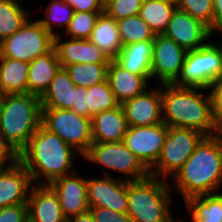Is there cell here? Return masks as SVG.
Wrapping results in <instances>:
<instances>
[{
	"label": "cell",
	"mask_w": 222,
	"mask_h": 222,
	"mask_svg": "<svg viewBox=\"0 0 222 222\" xmlns=\"http://www.w3.org/2000/svg\"><path fill=\"white\" fill-rule=\"evenodd\" d=\"M169 185L184 202L191 197L222 192V136H206Z\"/></svg>",
	"instance_id": "obj_1"
},
{
	"label": "cell",
	"mask_w": 222,
	"mask_h": 222,
	"mask_svg": "<svg viewBox=\"0 0 222 222\" xmlns=\"http://www.w3.org/2000/svg\"><path fill=\"white\" fill-rule=\"evenodd\" d=\"M79 153L42 124L16 159L27 169L33 184H49L77 171ZM76 157V158H75Z\"/></svg>",
	"instance_id": "obj_2"
},
{
	"label": "cell",
	"mask_w": 222,
	"mask_h": 222,
	"mask_svg": "<svg viewBox=\"0 0 222 222\" xmlns=\"http://www.w3.org/2000/svg\"><path fill=\"white\" fill-rule=\"evenodd\" d=\"M161 98L162 119L167 126L193 129L206 136L218 134L209 90L161 84Z\"/></svg>",
	"instance_id": "obj_3"
},
{
	"label": "cell",
	"mask_w": 222,
	"mask_h": 222,
	"mask_svg": "<svg viewBox=\"0 0 222 222\" xmlns=\"http://www.w3.org/2000/svg\"><path fill=\"white\" fill-rule=\"evenodd\" d=\"M42 120L40 97L30 93L0 98V138L15 157L26 147Z\"/></svg>",
	"instance_id": "obj_4"
},
{
	"label": "cell",
	"mask_w": 222,
	"mask_h": 222,
	"mask_svg": "<svg viewBox=\"0 0 222 222\" xmlns=\"http://www.w3.org/2000/svg\"><path fill=\"white\" fill-rule=\"evenodd\" d=\"M171 193L169 181L155 176L127 181V215L132 222H179L181 217L170 210L175 203Z\"/></svg>",
	"instance_id": "obj_5"
},
{
	"label": "cell",
	"mask_w": 222,
	"mask_h": 222,
	"mask_svg": "<svg viewBox=\"0 0 222 222\" xmlns=\"http://www.w3.org/2000/svg\"><path fill=\"white\" fill-rule=\"evenodd\" d=\"M83 158L87 160L88 163L101 166L103 168L102 176L112 177L111 172H115V174L118 175H115V177L118 179L137 181L145 179L150 175L149 170L123 142H93L88 151L82 156V159ZM121 175L123 176L121 177Z\"/></svg>",
	"instance_id": "obj_6"
},
{
	"label": "cell",
	"mask_w": 222,
	"mask_h": 222,
	"mask_svg": "<svg viewBox=\"0 0 222 222\" xmlns=\"http://www.w3.org/2000/svg\"><path fill=\"white\" fill-rule=\"evenodd\" d=\"M206 137L193 129L168 126L161 154L149 170L151 176L170 180Z\"/></svg>",
	"instance_id": "obj_7"
},
{
	"label": "cell",
	"mask_w": 222,
	"mask_h": 222,
	"mask_svg": "<svg viewBox=\"0 0 222 222\" xmlns=\"http://www.w3.org/2000/svg\"><path fill=\"white\" fill-rule=\"evenodd\" d=\"M222 76V63L216 47L208 41L204 46L187 51L177 87L204 88L209 90Z\"/></svg>",
	"instance_id": "obj_8"
},
{
	"label": "cell",
	"mask_w": 222,
	"mask_h": 222,
	"mask_svg": "<svg viewBox=\"0 0 222 222\" xmlns=\"http://www.w3.org/2000/svg\"><path fill=\"white\" fill-rule=\"evenodd\" d=\"M31 16L15 33L0 42V56L30 63L54 47V37Z\"/></svg>",
	"instance_id": "obj_9"
},
{
	"label": "cell",
	"mask_w": 222,
	"mask_h": 222,
	"mask_svg": "<svg viewBox=\"0 0 222 222\" xmlns=\"http://www.w3.org/2000/svg\"><path fill=\"white\" fill-rule=\"evenodd\" d=\"M41 124L82 156L93 143L91 119L70 109L42 108Z\"/></svg>",
	"instance_id": "obj_10"
},
{
	"label": "cell",
	"mask_w": 222,
	"mask_h": 222,
	"mask_svg": "<svg viewBox=\"0 0 222 222\" xmlns=\"http://www.w3.org/2000/svg\"><path fill=\"white\" fill-rule=\"evenodd\" d=\"M187 50L164 35H155L151 75L154 85L173 84L179 77ZM156 78V79H155Z\"/></svg>",
	"instance_id": "obj_11"
},
{
	"label": "cell",
	"mask_w": 222,
	"mask_h": 222,
	"mask_svg": "<svg viewBox=\"0 0 222 222\" xmlns=\"http://www.w3.org/2000/svg\"><path fill=\"white\" fill-rule=\"evenodd\" d=\"M167 132L164 122L153 126H128L122 142L150 170L161 154Z\"/></svg>",
	"instance_id": "obj_12"
},
{
	"label": "cell",
	"mask_w": 222,
	"mask_h": 222,
	"mask_svg": "<svg viewBox=\"0 0 222 222\" xmlns=\"http://www.w3.org/2000/svg\"><path fill=\"white\" fill-rule=\"evenodd\" d=\"M87 177L89 207L108 208L127 213V181L113 176Z\"/></svg>",
	"instance_id": "obj_13"
},
{
	"label": "cell",
	"mask_w": 222,
	"mask_h": 222,
	"mask_svg": "<svg viewBox=\"0 0 222 222\" xmlns=\"http://www.w3.org/2000/svg\"><path fill=\"white\" fill-rule=\"evenodd\" d=\"M210 33L201 21L176 8L163 35L189 51L204 46L209 41Z\"/></svg>",
	"instance_id": "obj_14"
},
{
	"label": "cell",
	"mask_w": 222,
	"mask_h": 222,
	"mask_svg": "<svg viewBox=\"0 0 222 222\" xmlns=\"http://www.w3.org/2000/svg\"><path fill=\"white\" fill-rule=\"evenodd\" d=\"M121 106L130 127L163 123L161 85L150 87L144 93L123 102Z\"/></svg>",
	"instance_id": "obj_15"
},
{
	"label": "cell",
	"mask_w": 222,
	"mask_h": 222,
	"mask_svg": "<svg viewBox=\"0 0 222 222\" xmlns=\"http://www.w3.org/2000/svg\"><path fill=\"white\" fill-rule=\"evenodd\" d=\"M79 174L77 170L72 174L58 177L48 184L57 194L62 212L67 219L89 210L87 177Z\"/></svg>",
	"instance_id": "obj_16"
},
{
	"label": "cell",
	"mask_w": 222,
	"mask_h": 222,
	"mask_svg": "<svg viewBox=\"0 0 222 222\" xmlns=\"http://www.w3.org/2000/svg\"><path fill=\"white\" fill-rule=\"evenodd\" d=\"M32 185L27 169L15 158L0 169V208L27 204Z\"/></svg>",
	"instance_id": "obj_17"
},
{
	"label": "cell",
	"mask_w": 222,
	"mask_h": 222,
	"mask_svg": "<svg viewBox=\"0 0 222 222\" xmlns=\"http://www.w3.org/2000/svg\"><path fill=\"white\" fill-rule=\"evenodd\" d=\"M54 48L61 67L78 63H109L110 60L101 49L89 39H72L54 36Z\"/></svg>",
	"instance_id": "obj_18"
},
{
	"label": "cell",
	"mask_w": 222,
	"mask_h": 222,
	"mask_svg": "<svg viewBox=\"0 0 222 222\" xmlns=\"http://www.w3.org/2000/svg\"><path fill=\"white\" fill-rule=\"evenodd\" d=\"M31 222H67L57 194L48 184H33L27 200Z\"/></svg>",
	"instance_id": "obj_19"
},
{
	"label": "cell",
	"mask_w": 222,
	"mask_h": 222,
	"mask_svg": "<svg viewBox=\"0 0 222 222\" xmlns=\"http://www.w3.org/2000/svg\"><path fill=\"white\" fill-rule=\"evenodd\" d=\"M107 79L119 104L144 93L152 87V76L131 73L110 60Z\"/></svg>",
	"instance_id": "obj_20"
},
{
	"label": "cell",
	"mask_w": 222,
	"mask_h": 222,
	"mask_svg": "<svg viewBox=\"0 0 222 222\" xmlns=\"http://www.w3.org/2000/svg\"><path fill=\"white\" fill-rule=\"evenodd\" d=\"M127 129V119L121 104L97 114L91 120L92 140L96 143L122 142Z\"/></svg>",
	"instance_id": "obj_21"
},
{
	"label": "cell",
	"mask_w": 222,
	"mask_h": 222,
	"mask_svg": "<svg viewBox=\"0 0 222 222\" xmlns=\"http://www.w3.org/2000/svg\"><path fill=\"white\" fill-rule=\"evenodd\" d=\"M60 68L61 64L54 47L31 61L28 71V93L41 97Z\"/></svg>",
	"instance_id": "obj_22"
},
{
	"label": "cell",
	"mask_w": 222,
	"mask_h": 222,
	"mask_svg": "<svg viewBox=\"0 0 222 222\" xmlns=\"http://www.w3.org/2000/svg\"><path fill=\"white\" fill-rule=\"evenodd\" d=\"M153 40L123 46L114 61L123 69L142 76L151 75Z\"/></svg>",
	"instance_id": "obj_23"
},
{
	"label": "cell",
	"mask_w": 222,
	"mask_h": 222,
	"mask_svg": "<svg viewBox=\"0 0 222 222\" xmlns=\"http://www.w3.org/2000/svg\"><path fill=\"white\" fill-rule=\"evenodd\" d=\"M76 85L65 68H60L48 89L40 97L42 108L71 109L75 98Z\"/></svg>",
	"instance_id": "obj_24"
},
{
	"label": "cell",
	"mask_w": 222,
	"mask_h": 222,
	"mask_svg": "<svg viewBox=\"0 0 222 222\" xmlns=\"http://www.w3.org/2000/svg\"><path fill=\"white\" fill-rule=\"evenodd\" d=\"M29 63L0 56V93H28Z\"/></svg>",
	"instance_id": "obj_25"
},
{
	"label": "cell",
	"mask_w": 222,
	"mask_h": 222,
	"mask_svg": "<svg viewBox=\"0 0 222 222\" xmlns=\"http://www.w3.org/2000/svg\"><path fill=\"white\" fill-rule=\"evenodd\" d=\"M109 60H114L122 49L117 21L105 13L99 15L89 38Z\"/></svg>",
	"instance_id": "obj_26"
},
{
	"label": "cell",
	"mask_w": 222,
	"mask_h": 222,
	"mask_svg": "<svg viewBox=\"0 0 222 222\" xmlns=\"http://www.w3.org/2000/svg\"><path fill=\"white\" fill-rule=\"evenodd\" d=\"M183 204L190 222H222V192L191 197Z\"/></svg>",
	"instance_id": "obj_27"
},
{
	"label": "cell",
	"mask_w": 222,
	"mask_h": 222,
	"mask_svg": "<svg viewBox=\"0 0 222 222\" xmlns=\"http://www.w3.org/2000/svg\"><path fill=\"white\" fill-rule=\"evenodd\" d=\"M37 10L38 12L43 11L44 13L43 15L41 14V16H43L42 18L39 17L37 19L36 17V20L53 37L60 35L66 30L74 14V9L63 0H49V4H42L38 9H35V12ZM61 30L62 32H60Z\"/></svg>",
	"instance_id": "obj_28"
},
{
	"label": "cell",
	"mask_w": 222,
	"mask_h": 222,
	"mask_svg": "<svg viewBox=\"0 0 222 222\" xmlns=\"http://www.w3.org/2000/svg\"><path fill=\"white\" fill-rule=\"evenodd\" d=\"M22 0H0V42L18 31L33 14Z\"/></svg>",
	"instance_id": "obj_29"
},
{
	"label": "cell",
	"mask_w": 222,
	"mask_h": 222,
	"mask_svg": "<svg viewBox=\"0 0 222 222\" xmlns=\"http://www.w3.org/2000/svg\"><path fill=\"white\" fill-rule=\"evenodd\" d=\"M176 6L163 0H143L139 16L149 25L154 35H163Z\"/></svg>",
	"instance_id": "obj_30"
},
{
	"label": "cell",
	"mask_w": 222,
	"mask_h": 222,
	"mask_svg": "<svg viewBox=\"0 0 222 222\" xmlns=\"http://www.w3.org/2000/svg\"><path fill=\"white\" fill-rule=\"evenodd\" d=\"M109 63H78L65 66L76 86L88 88L107 80Z\"/></svg>",
	"instance_id": "obj_31"
},
{
	"label": "cell",
	"mask_w": 222,
	"mask_h": 222,
	"mask_svg": "<svg viewBox=\"0 0 222 222\" xmlns=\"http://www.w3.org/2000/svg\"><path fill=\"white\" fill-rule=\"evenodd\" d=\"M116 101L108 79L87 88L86 106L89 109V119L97 114L117 107Z\"/></svg>",
	"instance_id": "obj_32"
},
{
	"label": "cell",
	"mask_w": 222,
	"mask_h": 222,
	"mask_svg": "<svg viewBox=\"0 0 222 222\" xmlns=\"http://www.w3.org/2000/svg\"><path fill=\"white\" fill-rule=\"evenodd\" d=\"M117 25L122 46L145 40H154V33L139 15L119 19Z\"/></svg>",
	"instance_id": "obj_33"
},
{
	"label": "cell",
	"mask_w": 222,
	"mask_h": 222,
	"mask_svg": "<svg viewBox=\"0 0 222 222\" xmlns=\"http://www.w3.org/2000/svg\"><path fill=\"white\" fill-rule=\"evenodd\" d=\"M102 13L74 12L62 36L72 39H89L96 20Z\"/></svg>",
	"instance_id": "obj_34"
},
{
	"label": "cell",
	"mask_w": 222,
	"mask_h": 222,
	"mask_svg": "<svg viewBox=\"0 0 222 222\" xmlns=\"http://www.w3.org/2000/svg\"><path fill=\"white\" fill-rule=\"evenodd\" d=\"M176 8L187 12L213 31V0H179Z\"/></svg>",
	"instance_id": "obj_35"
},
{
	"label": "cell",
	"mask_w": 222,
	"mask_h": 222,
	"mask_svg": "<svg viewBox=\"0 0 222 222\" xmlns=\"http://www.w3.org/2000/svg\"><path fill=\"white\" fill-rule=\"evenodd\" d=\"M143 0H112L104 6V13L116 21L138 15Z\"/></svg>",
	"instance_id": "obj_36"
},
{
	"label": "cell",
	"mask_w": 222,
	"mask_h": 222,
	"mask_svg": "<svg viewBox=\"0 0 222 222\" xmlns=\"http://www.w3.org/2000/svg\"><path fill=\"white\" fill-rule=\"evenodd\" d=\"M94 222H132L127 213H119L108 208L89 207Z\"/></svg>",
	"instance_id": "obj_37"
},
{
	"label": "cell",
	"mask_w": 222,
	"mask_h": 222,
	"mask_svg": "<svg viewBox=\"0 0 222 222\" xmlns=\"http://www.w3.org/2000/svg\"><path fill=\"white\" fill-rule=\"evenodd\" d=\"M27 220V204H17L0 208V222H26Z\"/></svg>",
	"instance_id": "obj_38"
},
{
	"label": "cell",
	"mask_w": 222,
	"mask_h": 222,
	"mask_svg": "<svg viewBox=\"0 0 222 222\" xmlns=\"http://www.w3.org/2000/svg\"><path fill=\"white\" fill-rule=\"evenodd\" d=\"M69 4L74 12L104 13L102 0H63Z\"/></svg>",
	"instance_id": "obj_39"
},
{
	"label": "cell",
	"mask_w": 222,
	"mask_h": 222,
	"mask_svg": "<svg viewBox=\"0 0 222 222\" xmlns=\"http://www.w3.org/2000/svg\"><path fill=\"white\" fill-rule=\"evenodd\" d=\"M212 98L213 115L216 123L222 122V76L210 89Z\"/></svg>",
	"instance_id": "obj_40"
},
{
	"label": "cell",
	"mask_w": 222,
	"mask_h": 222,
	"mask_svg": "<svg viewBox=\"0 0 222 222\" xmlns=\"http://www.w3.org/2000/svg\"><path fill=\"white\" fill-rule=\"evenodd\" d=\"M87 88L76 86L75 98L70 110L74 111L77 115L89 118V109L86 106Z\"/></svg>",
	"instance_id": "obj_41"
},
{
	"label": "cell",
	"mask_w": 222,
	"mask_h": 222,
	"mask_svg": "<svg viewBox=\"0 0 222 222\" xmlns=\"http://www.w3.org/2000/svg\"><path fill=\"white\" fill-rule=\"evenodd\" d=\"M213 31H222V0H213Z\"/></svg>",
	"instance_id": "obj_42"
},
{
	"label": "cell",
	"mask_w": 222,
	"mask_h": 222,
	"mask_svg": "<svg viewBox=\"0 0 222 222\" xmlns=\"http://www.w3.org/2000/svg\"><path fill=\"white\" fill-rule=\"evenodd\" d=\"M15 158L0 138V169L7 167Z\"/></svg>",
	"instance_id": "obj_43"
},
{
	"label": "cell",
	"mask_w": 222,
	"mask_h": 222,
	"mask_svg": "<svg viewBox=\"0 0 222 222\" xmlns=\"http://www.w3.org/2000/svg\"><path fill=\"white\" fill-rule=\"evenodd\" d=\"M218 36L220 38H218ZM217 38V39H215ZM215 39V40H214ZM213 40V41H212ZM219 40V41H218ZM221 40V41H220ZM209 41L216 47L219 52L221 63H222V31H212L210 33ZM216 41V42H215Z\"/></svg>",
	"instance_id": "obj_44"
},
{
	"label": "cell",
	"mask_w": 222,
	"mask_h": 222,
	"mask_svg": "<svg viewBox=\"0 0 222 222\" xmlns=\"http://www.w3.org/2000/svg\"><path fill=\"white\" fill-rule=\"evenodd\" d=\"M67 222H94V219L88 210L87 212L68 218Z\"/></svg>",
	"instance_id": "obj_45"
},
{
	"label": "cell",
	"mask_w": 222,
	"mask_h": 222,
	"mask_svg": "<svg viewBox=\"0 0 222 222\" xmlns=\"http://www.w3.org/2000/svg\"><path fill=\"white\" fill-rule=\"evenodd\" d=\"M163 1L168 2V3H170V4H172V5L176 6V7H177V5L179 3V0H163Z\"/></svg>",
	"instance_id": "obj_46"
},
{
	"label": "cell",
	"mask_w": 222,
	"mask_h": 222,
	"mask_svg": "<svg viewBox=\"0 0 222 222\" xmlns=\"http://www.w3.org/2000/svg\"><path fill=\"white\" fill-rule=\"evenodd\" d=\"M218 135H222V122L218 125Z\"/></svg>",
	"instance_id": "obj_47"
},
{
	"label": "cell",
	"mask_w": 222,
	"mask_h": 222,
	"mask_svg": "<svg viewBox=\"0 0 222 222\" xmlns=\"http://www.w3.org/2000/svg\"><path fill=\"white\" fill-rule=\"evenodd\" d=\"M109 1H112V0H102L103 6H105Z\"/></svg>",
	"instance_id": "obj_48"
}]
</instances>
